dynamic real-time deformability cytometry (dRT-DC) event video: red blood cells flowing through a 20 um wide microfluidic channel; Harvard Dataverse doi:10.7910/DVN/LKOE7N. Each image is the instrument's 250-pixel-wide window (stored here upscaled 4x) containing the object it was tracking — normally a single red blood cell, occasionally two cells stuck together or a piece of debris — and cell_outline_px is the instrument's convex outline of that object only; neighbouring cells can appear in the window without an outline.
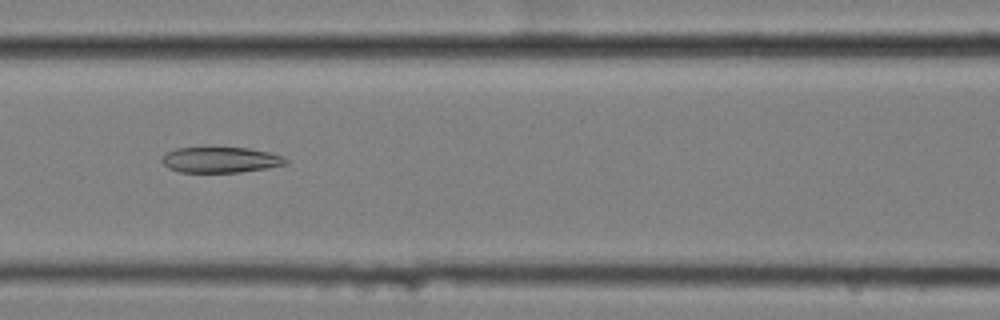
{"species": "common noctule bat (a hibernating species)", "species_latin": "Nyctalus noctula", "temperature_condition": "cold", "stored_images_in_passage": 55, "camera_frame_rate_fps": 3000, "um_per_image_px": 0.085, "animal": {"sex": "female", "body_mass_g": 25.1}, "frame": {"image": 1, "passage_image": 22, "time_ms": 7.0, "image_size_px": [1000, 320], "cell_outline_px": [[288, 164], [268, 168], [240, 172], [180, 172], [168, 168], [160, 160], [168, 152], [176, 148], [248, 148], [268, 152], [284, 156], [288, 160]], "centroid_in_image_um": [18.78, 13.59], "position_along_channel_um": 147.8, "area_um2": 18.44}}
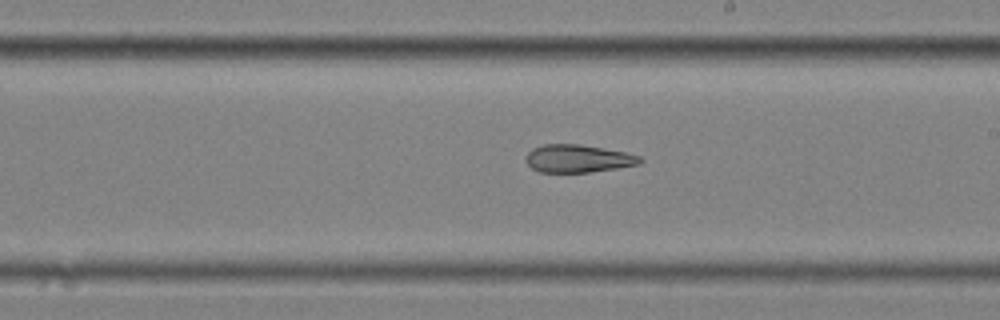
{"frame": {"image": 2, "passage_image": 30, "time_ms": 9.667, "image_size_px": [1000, 320], "cell_outline_px": [[644, 160], [640, 164], [616, 168], [588, 172], [540, 172], [532, 168], [524, 160], [528, 152], [532, 148], [544, 144], [580, 144], [628, 152], [640, 156]], "centroid_in_image_um": [49.14, 13.47], "position_along_channel_um": 239.9, "area_um2": 18.61}}
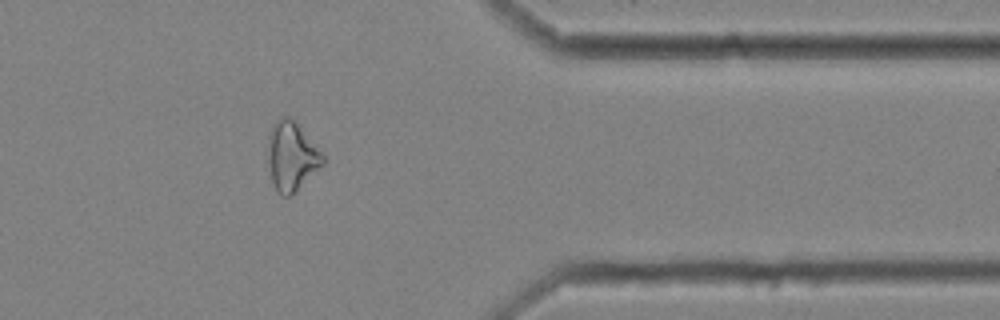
{"frame": {"image": 3, "passage_image": 44, "time_ms": 14.333, "image_size_px": [1000, 320], "cell_outline_px": [[324, 164], [288, 196], [284, 196], [276, 192], [272, 180], [268, 164], [268, 136], [276, 120], [280, 116], [288, 116], [296, 120], [324, 152]], "centroid_in_image_um": [24.8, 13.21], "position_along_channel_um": 386.6, "area_um2": 22.2}, "authors_computed_cell_mechanics": {"area_um2": 22.5998, "velocity_mm_per_s": 3.4559, "shape_relaxation_time_tau1_ms": null, "shape_relaxation_time_tau2_ms": 5.8441, "deformation_change_tau1": null, "deformation_change_tau2": 0.1637}}